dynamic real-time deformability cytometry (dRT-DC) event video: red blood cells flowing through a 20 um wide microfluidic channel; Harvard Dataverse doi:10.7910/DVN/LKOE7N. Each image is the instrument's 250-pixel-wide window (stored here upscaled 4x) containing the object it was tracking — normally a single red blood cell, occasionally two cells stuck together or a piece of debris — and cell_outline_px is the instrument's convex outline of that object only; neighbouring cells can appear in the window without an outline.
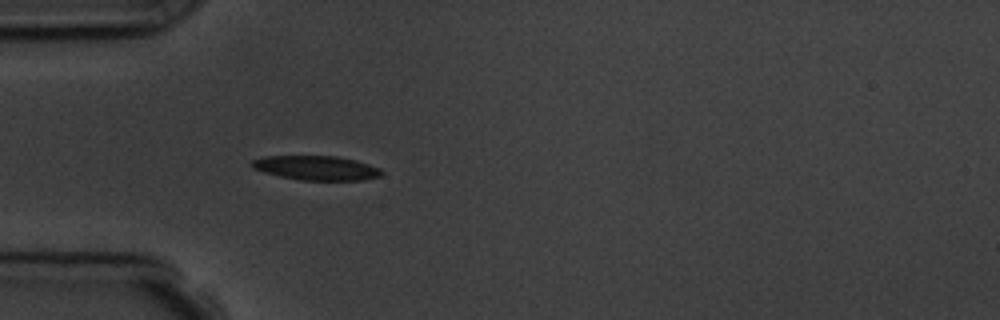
{"species": "common noctule bat (a hibernating species)", "species_latin": "Nyctalus noctula", "temperature_condition": "room temperature", "stored_images_in_passage": 4, "camera_frame_rate_fps": 3000, "um_per_image_px": 0.085, "animal": {"sex": "male", "body_mass_g": 19.5, "forearm_length_mm": 54.6}, "frame": {"image": 1, "passage_image": 4, "time_ms": 3.333, "image_size_px": [1000, 320], "cell_outline_px": [[384, 172], [380, 176], [364, 180], [300, 180], [280, 176], [264, 172], [252, 168], [252, 160], [264, 156], [336, 156], [356, 160], [380, 168]], "centroid_in_image_um": [26.91, 14.27], "position_along_channel_um": 58.1, "area_um2": 18.38}}